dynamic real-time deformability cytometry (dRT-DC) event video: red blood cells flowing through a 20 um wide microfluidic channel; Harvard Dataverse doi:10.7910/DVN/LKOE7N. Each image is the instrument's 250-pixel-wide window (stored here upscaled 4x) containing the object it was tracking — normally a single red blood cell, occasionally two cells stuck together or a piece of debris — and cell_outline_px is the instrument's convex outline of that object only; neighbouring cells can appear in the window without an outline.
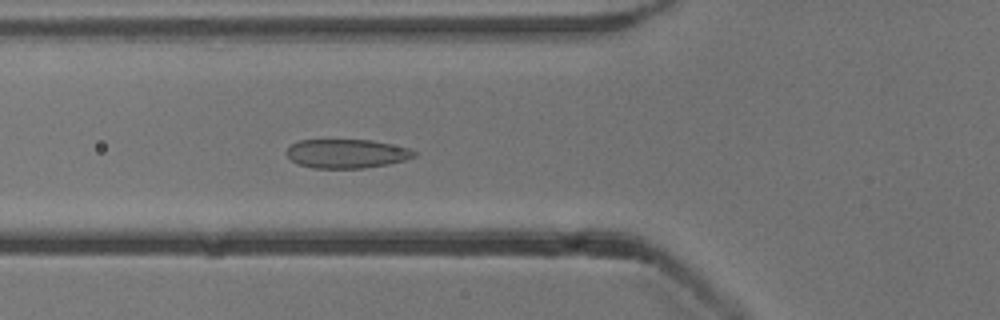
{"species": "common noctule bat (a hibernating species)", "species_latin": "Nyctalus noctula", "temperature_condition": "cold", "stored_images_in_passage": 40, "camera_frame_rate_fps": 3000, "um_per_image_px": 0.085, "animal": {"sex": "male", "body_mass_g": 13.3}, "frame": {"image": 1, "passage_image": 8, "time_ms": 2.333, "image_size_px": [1000, 320], "cell_outline_px": [[416, 156], [404, 160], [388, 164], [364, 168], [312, 168], [300, 164], [292, 160], [284, 152], [292, 144], [300, 140], [372, 140], [408, 148], [416, 152]], "centroid_in_image_um": [29.46, 13.06], "position_along_channel_um": 96.3, "area_um2": 21.39}}
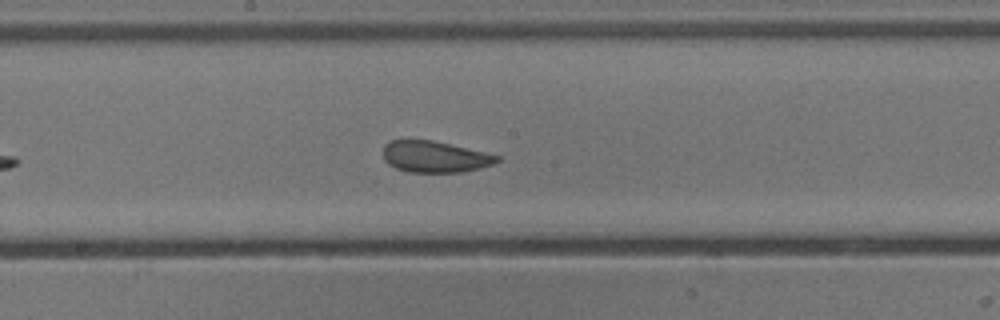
{"frame": {"image": 2, "passage_image": 17, "time_ms": 5.333, "image_size_px": [1000, 320], "cell_outline_px": [[500, 160], [492, 164], [480, 168], [464, 172], [408, 172], [396, 168], [388, 164], [384, 160], [384, 144], [392, 140], [432, 140], [484, 152], [500, 156]], "centroid_in_image_um": [36.95, 13.33], "position_along_channel_um": 211.3, "area_um2": 20.69}}
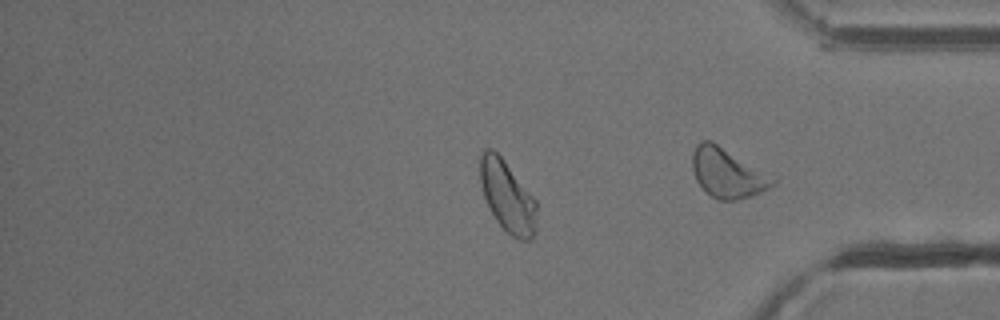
{"frame": {"image": 3, "passage_image": 30, "time_ms": 9.667, "image_size_px": [1000, 320], "cell_outline_px": [[536, 228], [532, 240], [520, 240], [512, 236], [496, 220], [484, 196], [480, 184], [480, 156], [484, 148], [492, 148], [500, 156], [536, 200]], "centroid_in_image_um": [43.13, 16.7], "position_along_channel_um": 392.1, "area_um2": 23.18}, "authors_computed_cell_mechanics": {"area_um2": 22.1085, "velocity_mm_per_s": 3.8058, "shape_relaxation_time_tau1_ms": 3.8831, "shape_relaxation_time_tau2_ms": 1.5039, "deformation_change_tau1": 0.0889, "deformation_change_tau2": 0.0524}}